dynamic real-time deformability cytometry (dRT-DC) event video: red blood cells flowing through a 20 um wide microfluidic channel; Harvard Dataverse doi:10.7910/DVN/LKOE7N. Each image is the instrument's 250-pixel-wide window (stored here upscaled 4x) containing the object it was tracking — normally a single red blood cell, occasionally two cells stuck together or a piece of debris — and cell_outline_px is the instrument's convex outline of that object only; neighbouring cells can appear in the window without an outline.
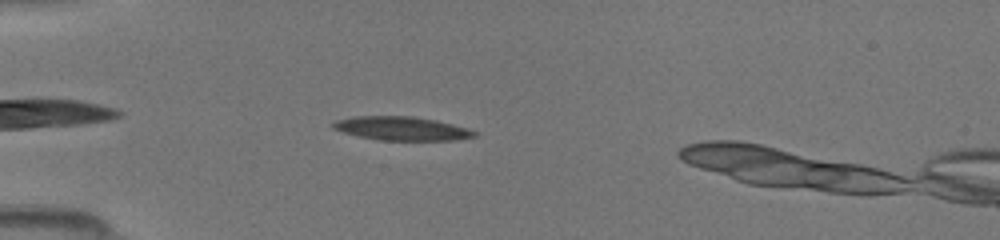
{"species": "common noctule bat (a hibernating species)", "species_latin": "Nyctalus noctula", "temperature_condition": "room temperature", "stored_images_in_passage": 5, "camera_frame_rate_fps": 3000, "um_per_image_px": 0.085, "animal": {"sex": "female", "body_mass_g": 19.5, "forearm_length_mm": 54.1}, "frame": {"image": 1, "passage_image": 2, "time_ms": 0.333, "image_size_px": [1000, 240], "cell_outline_px": [[476, 136], [452, 140], [380, 140], [360, 136], [344, 132], [332, 128], [328, 124], [336, 120], [352, 116], [412, 116], [436, 120], [452, 124], [476, 132]], "centroid_in_image_um": [34.06, 10.91], "position_along_channel_um": 50.9, "area_um2": 19.36}}
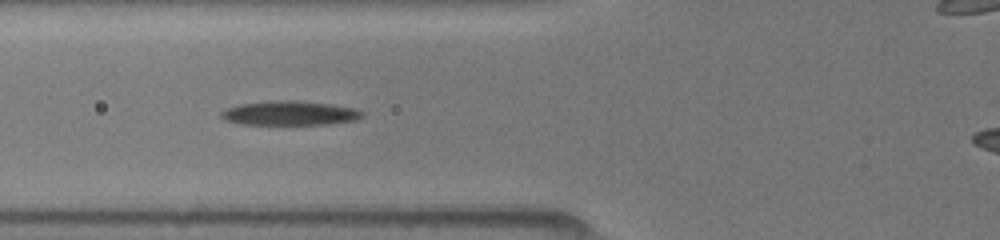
{"frame": {"image": 2, "passage_image": 4, "time_ms": 1.0, "image_size_px": [1000, 240], "cell_outline_px": [[364, 116], [356, 120], [328, 124], [240, 124], [228, 120], [220, 116], [220, 112], [228, 108], [240, 104], [268, 100], [300, 100], [332, 104], [356, 108], [364, 112]], "centroid_in_image_um": [24.68, 9.6], "position_along_channel_um": 101.1, "area_um2": 20.11}}